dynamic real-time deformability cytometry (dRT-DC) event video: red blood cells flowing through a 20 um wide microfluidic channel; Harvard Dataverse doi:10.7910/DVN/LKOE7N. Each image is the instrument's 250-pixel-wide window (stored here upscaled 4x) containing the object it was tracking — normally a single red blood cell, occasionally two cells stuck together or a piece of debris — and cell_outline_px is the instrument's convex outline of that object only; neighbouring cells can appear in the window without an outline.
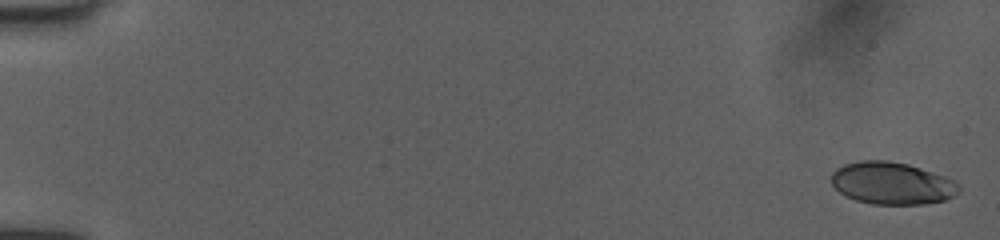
{"species": "human", "species_latin": "Homo sapiens", "temperature_condition": "room temperature", "stored_images_in_passage": 53, "camera_frame_rate_fps": 3000, "um_per_image_px": 0.085, "donor": {"sex": "female"}, "frame": {"image": 1, "passage_image": 2, "time_ms": 0.333, "image_size_px": [1000, 240], "cell_outline_px": [[960, 192], [944, 200], [924, 204], [872, 204], [856, 200], [844, 196], [832, 184], [832, 172], [836, 168], [844, 164], [860, 160], [888, 160], [908, 164], [944, 176], [960, 184]], "centroid_in_image_um": [75.8, 15.57], "position_along_channel_um": 9.2, "area_um2": 31.44}}
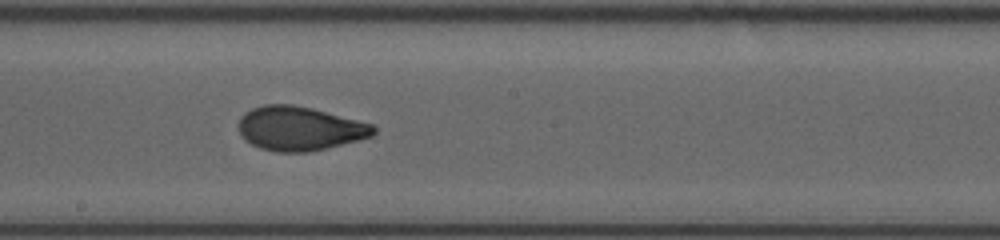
{"frame": {"image": 2, "passage_image": 31, "time_ms": 10.0, "image_size_px": [1000, 240], "cell_outline_px": [[376, 132], [372, 136], [308, 152], [276, 152], [260, 148], [244, 140], [240, 136], [240, 116], [244, 112], [252, 108], [264, 104], [292, 104], [312, 108], [372, 124], [376, 128]], "centroid_in_image_um": [25.42, 10.91], "position_along_channel_um": 222.8, "area_um2": 34.45}}
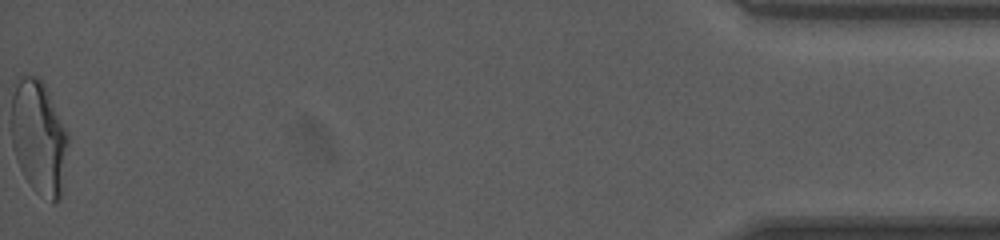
{"frame": {"image": 3, "passage_image": 53, "time_ms": 17.333, "image_size_px": [1000, 240], "cell_outline_px": [[68, 144], [60, 200], [52, 204], [36, 192], [32, 188], [24, 176], [20, 168], [12, 144], [12, 96], [16, 84], [20, 76], [40, 76], [68, 132]], "centroid_in_image_um": [3.31, 11.7], "position_along_channel_um": 431.9, "area_um2": 37.57}, "authors_computed_cell_mechanics": {"area_um2": 34.102, "velocity_mm_per_s": 4.0579, "shape_relaxation_time_tau1_ms": 8.0585, "shape_relaxation_time_tau2_ms": 0.9053, "deformation_change_tau1": 0.2242, "deformation_change_tau2": 0.0617}}